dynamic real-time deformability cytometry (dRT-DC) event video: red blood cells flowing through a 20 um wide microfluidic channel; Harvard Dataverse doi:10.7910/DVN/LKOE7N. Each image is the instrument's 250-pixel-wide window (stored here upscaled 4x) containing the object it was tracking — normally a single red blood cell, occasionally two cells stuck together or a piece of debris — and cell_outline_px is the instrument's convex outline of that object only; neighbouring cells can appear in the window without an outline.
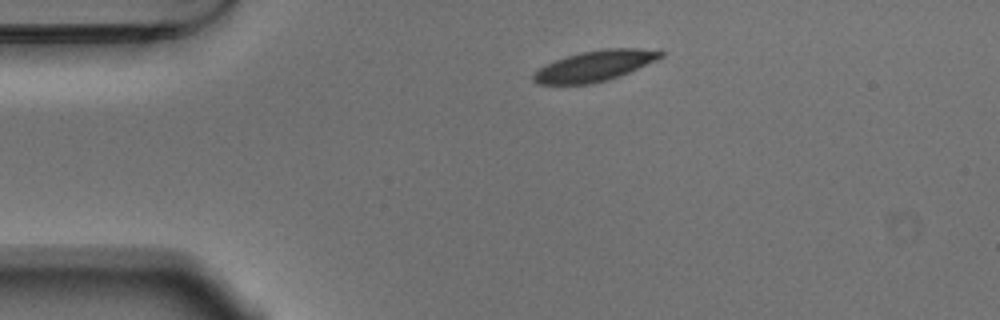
{"species": "Egyptian fruit bat (a non-hibernating species)", "species_latin": "Rousettus aegyptiacus", "temperature_condition": "warm", "stored_images_in_passage": 44, "camera_frame_rate_fps": 3000, "um_per_image_px": 0.085, "animal": {"sex": "male"}, "frame": {"image": 1, "passage_image": 1, "time_ms": 0.0, "image_size_px": [1000, 320], "cell_outline_px": [[664, 56], [656, 60], [628, 72], [604, 80], [588, 84], [536, 84], [532, 80], [532, 76], [540, 68], [556, 60], [580, 52], [604, 48], [640, 48], [664, 52]], "centroid_in_image_um": [50.54, 5.59], "position_along_channel_um": 34.5, "area_um2": 22.2}}
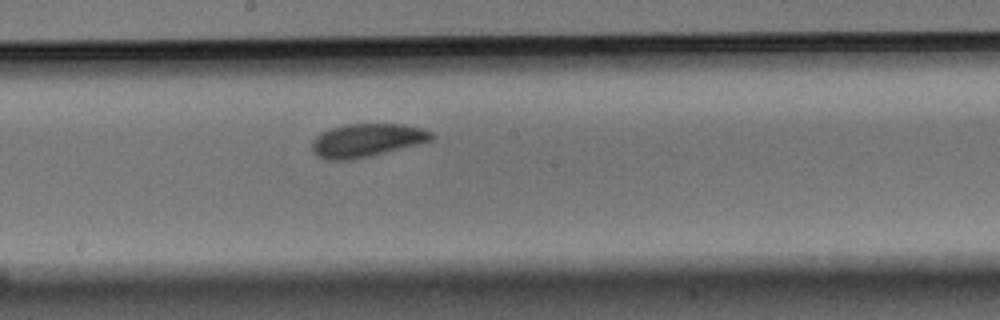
{"frame": {"image": 2, "passage_image": 19, "time_ms": 6.0, "image_size_px": [1000, 320], "cell_outline_px": [[436, 136], [432, 140], [420, 144], [372, 156], [352, 160], [324, 160], [316, 156], [312, 152], [312, 140], [320, 132], [328, 128], [344, 124], [404, 124], [420, 128], [432, 132]], "centroid_in_image_um": [31.14, 11.93], "position_along_channel_um": 217.1, "area_um2": 23.7}}
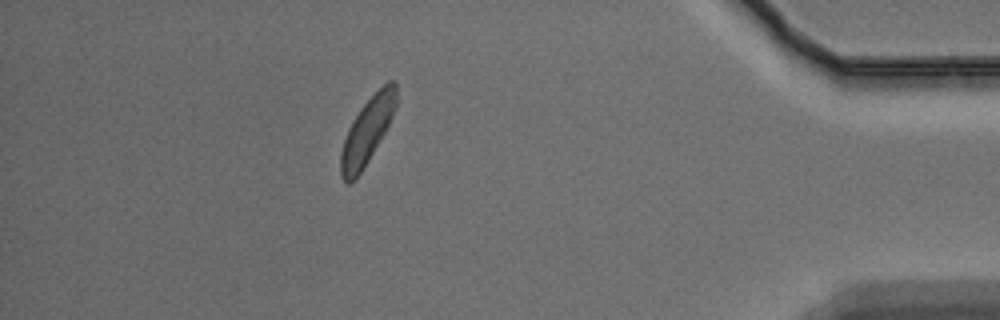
{"frame": {"image": 3, "passage_image": 38, "time_ms": 12.333, "image_size_px": [1000, 320], "cell_outline_px": [[396, 104], [392, 116], [384, 132], [360, 172], [348, 184], [340, 176], [340, 152], [348, 128], [352, 120], [360, 108], [388, 80], [396, 80]], "centroid_in_image_um": [31.19, 11.1], "position_along_channel_um": 404.0, "area_um2": 20.63}, "authors_computed_cell_mechanics": {"area_um2": 22.7443, "velocity_mm_per_s": 3.6777, "shape_relaxation_time_tau1_ms": 1.8053, "shape_relaxation_time_tau2_ms": null, "deformation_change_tau1": 0.0855, "deformation_change_tau2": null}}